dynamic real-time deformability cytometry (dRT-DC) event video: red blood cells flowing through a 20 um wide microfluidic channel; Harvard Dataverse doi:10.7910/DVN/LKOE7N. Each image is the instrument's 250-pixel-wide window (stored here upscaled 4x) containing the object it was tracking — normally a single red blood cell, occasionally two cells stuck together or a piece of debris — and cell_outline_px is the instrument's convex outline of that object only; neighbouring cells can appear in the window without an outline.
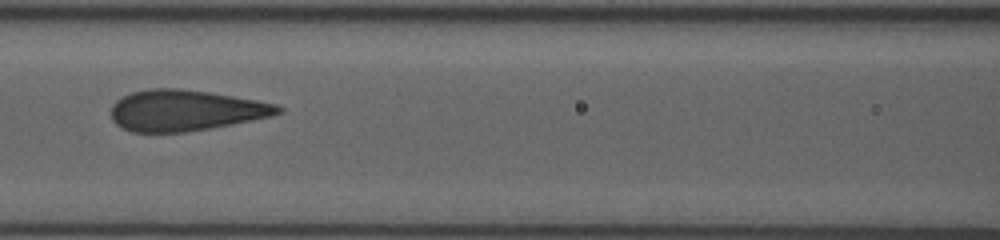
{"species": "human", "species_latin": "Homo sapiens", "temperature_condition": "room temperature", "stored_images_in_passage": 30, "camera_frame_rate_fps": 3000, "um_per_image_px": 0.085, "donor": {"sex": "female"}, "frame": {"image": 1, "passage_image": 10, "time_ms": 4.667, "image_size_px": [1000, 240], "cell_outline_px": [[284, 112], [268, 116], [208, 128], [184, 132], [132, 132], [116, 124], [112, 120], [112, 104], [116, 100], [132, 92], [148, 88], [180, 88], [208, 92], [256, 100], [276, 104], [284, 108]], "centroid_in_image_um": [15.72, 9.37], "position_along_channel_um": 150.9, "area_um2": 39.36}}
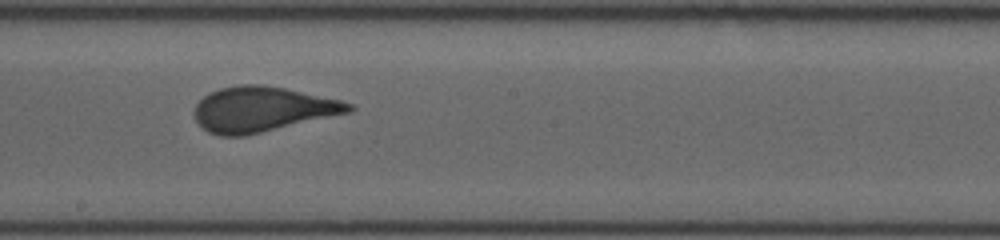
{"frame": {"image": 2, "passage_image": 15, "time_ms": 6.667, "image_size_px": [1000, 240], "cell_outline_px": [[356, 108], [348, 112], [244, 136], [220, 136], [208, 132], [196, 120], [196, 104], [208, 92], [220, 88], [240, 84], [260, 84], [284, 88], [340, 100], [352, 104]], "centroid_in_image_um": [22.26, 9.28], "position_along_channel_um": 225.9, "area_um2": 39.94}}
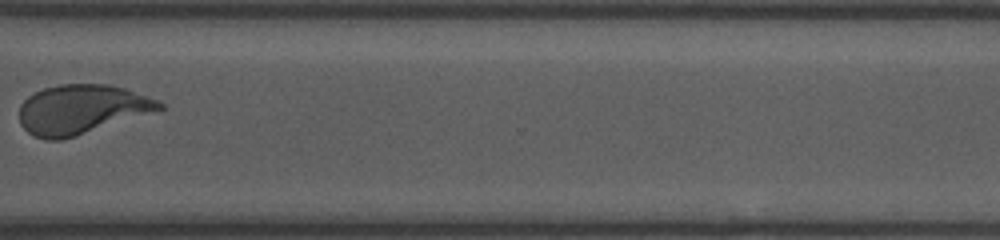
{"frame": {"image": 3, "passage_image": 24, "time_ms": 10.333, "image_size_px": [1000, 240], "cell_outline_px": [[164, 108], [76, 136], [60, 140], [48, 140], [36, 136], [28, 132], [20, 124], [20, 104], [28, 96], [44, 88], [60, 84], [108, 84], [124, 88], [156, 100], [164, 104]], "centroid_in_image_um": [6.88, 9.29], "position_along_channel_um": 363.7, "area_um2": 39.71}}